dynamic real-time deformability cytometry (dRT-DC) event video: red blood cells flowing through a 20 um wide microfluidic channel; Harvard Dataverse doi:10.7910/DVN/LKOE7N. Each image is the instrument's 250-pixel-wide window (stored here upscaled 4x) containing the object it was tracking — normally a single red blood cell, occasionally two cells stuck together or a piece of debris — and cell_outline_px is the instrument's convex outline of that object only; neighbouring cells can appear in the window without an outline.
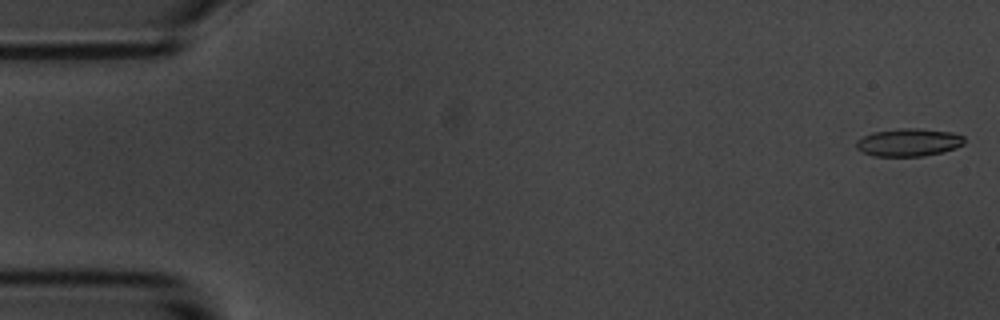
{"species": "common noctule bat (a hibernating species)", "species_latin": "Nyctalus noctula", "temperature_condition": "room temperature", "stored_images_in_passage": 56, "camera_frame_rate_fps": 3000, "um_per_image_px": 0.085, "animal": {"sex": "male", "body_mass_g": 20.1, "forearm_length_mm": 53.5}, "frame": {"image": 1, "passage_image": 1, "time_ms": 0.0, "image_size_px": [1000, 320], "cell_outline_px": [[964, 144], [956, 148], [944, 152], [924, 156], [872, 156], [856, 148], [856, 140], [872, 132], [900, 128], [916, 128], [952, 132], [964, 136]], "centroid_in_image_um": [77.25, 12.1], "position_along_channel_um": 7.8, "area_um2": 17.63}}
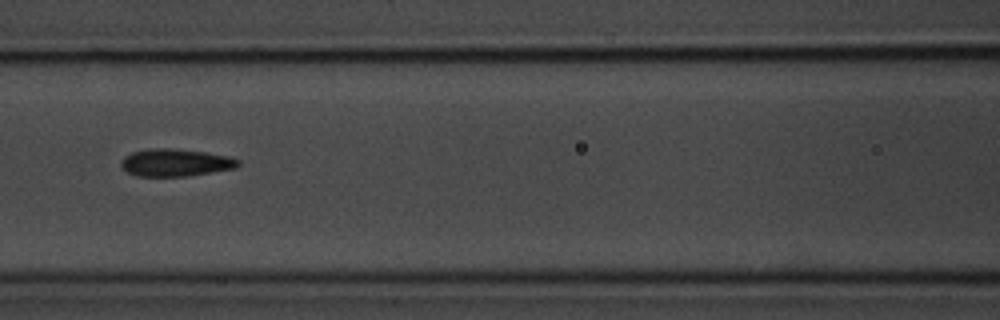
{"frame": {"image": 2, "passage_image": 24, "time_ms": 7.667, "image_size_px": [1000, 320], "cell_outline_px": [[240, 164], [236, 168], [188, 176], [136, 176], [128, 172], [120, 164], [124, 156], [132, 152], [156, 148], [168, 148], [204, 152], [228, 156], [240, 160]], "centroid_in_image_um": [14.93, 13.83], "position_along_channel_um": 151.7, "area_um2": 18.55}}
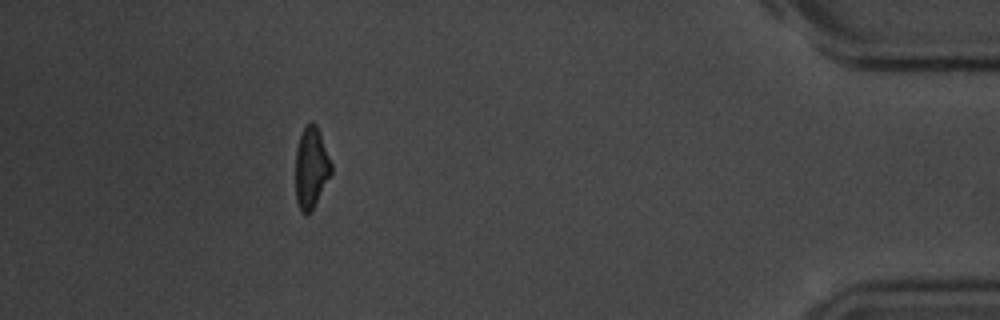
{"frame": {"image": 3, "passage_image": 50, "time_ms": 16.333, "image_size_px": [1000, 320], "cell_outline_px": [[332, 172], [312, 212], [300, 212], [296, 200], [296, 148], [300, 136], [304, 128], [312, 120], [316, 124], [320, 132], [332, 164]], "centroid_in_image_um": [26.46, 14.26], "position_along_channel_um": 408.7, "area_um2": 16.94}, "authors_computed_cell_mechanics": {"area_um2": 17.9758, "velocity_mm_per_s": 3.6141, "shape_relaxation_time_tau1_ms": 4.5602, "shape_relaxation_time_tau2_ms": 3.5008, "deformation_change_tau1": 0.1365, "deformation_change_tau2": 0.1057}}